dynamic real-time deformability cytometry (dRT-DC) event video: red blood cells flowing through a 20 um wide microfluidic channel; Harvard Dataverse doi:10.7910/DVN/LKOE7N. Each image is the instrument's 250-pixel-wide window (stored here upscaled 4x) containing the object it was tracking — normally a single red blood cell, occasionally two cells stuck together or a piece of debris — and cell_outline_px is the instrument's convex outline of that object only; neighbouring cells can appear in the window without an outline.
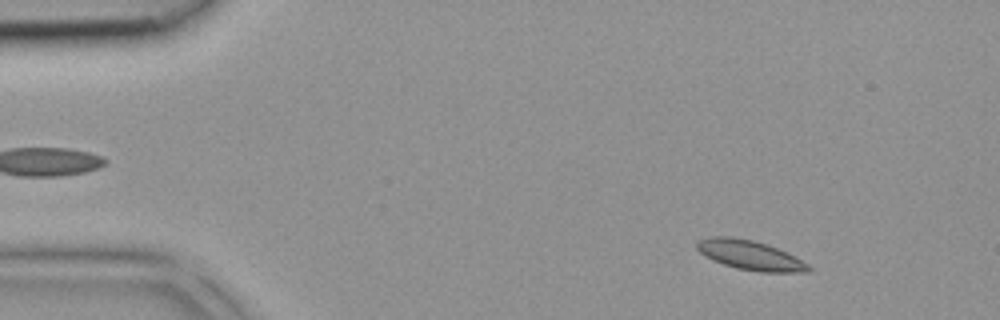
{"species": "common noctule bat (a hibernating species)", "species_latin": "Nyctalus noctula", "temperature_condition": "room temperature", "stored_images_in_passage": 10, "camera_frame_rate_fps": 3000, "um_per_image_px": 0.085, "animal": {"sex": "female", "body_mass_g": 18.4}, "frame": {"image": 1, "passage_image": 5, "time_ms": 1.333, "image_size_px": [1000, 320], "cell_outline_px": [[812, 268], [808, 272], [760, 272], [736, 268], [712, 260], [704, 256], [696, 248], [696, 240], [708, 236], [732, 236], [752, 240], [776, 248], [808, 264]], "centroid_in_image_um": [63.67, 21.68], "position_along_channel_um": 21.3, "area_um2": 19.07}}